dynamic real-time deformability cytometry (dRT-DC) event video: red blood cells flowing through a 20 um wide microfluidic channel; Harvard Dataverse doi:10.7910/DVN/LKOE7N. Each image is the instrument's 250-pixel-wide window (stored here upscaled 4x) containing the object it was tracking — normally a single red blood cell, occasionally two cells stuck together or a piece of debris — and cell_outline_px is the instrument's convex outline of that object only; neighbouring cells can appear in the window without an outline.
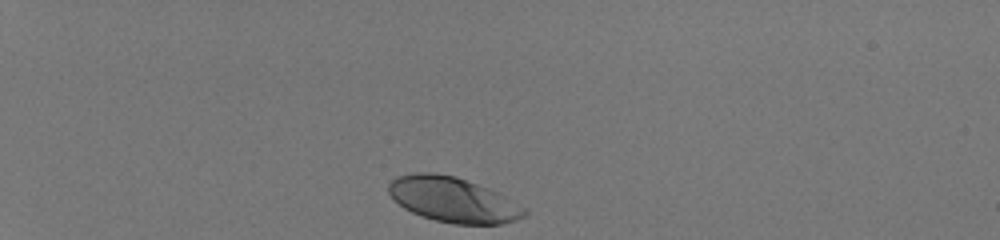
{"species": "human", "species_latin": "Homo sapiens", "temperature_condition": "room temperature", "stored_images_in_passage": 34, "camera_frame_rate_fps": 3000, "um_per_image_px": 0.085, "donor": {"sex": "male"}, "frame": {"image": 1, "passage_image": 1, "time_ms": 0.0, "image_size_px": [1000, 240], "cell_outline_px": [[528, 212], [524, 216], [516, 220], [500, 224], [456, 224], [436, 220], [412, 212], [404, 208], [388, 192], [388, 184], [396, 176], [416, 172], [436, 172], [456, 176], [488, 188], [528, 208]], "centroid_in_image_um": [38.53, 16.96], "position_along_channel_um": 46.5, "area_um2": 35.6}}
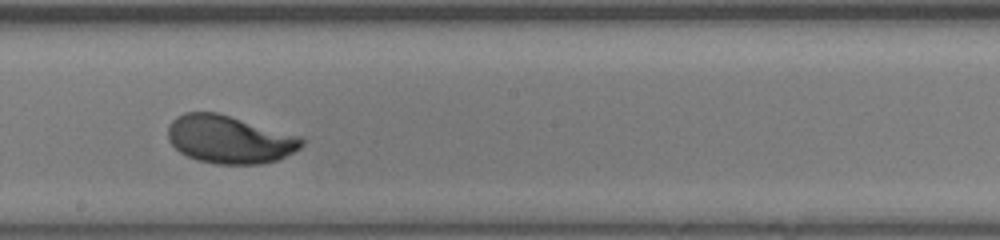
{"frame": {"image": 2, "passage_image": 20, "time_ms": 6.333, "image_size_px": [1000, 240], "cell_outline_px": [[304, 144], [300, 148], [280, 160], [260, 164], [216, 164], [196, 160], [180, 152], [168, 140], [168, 124], [176, 116], [184, 112], [216, 112], [304, 136]], "centroid_in_image_um": [19.54, 11.85], "position_along_channel_um": 228.7, "area_um2": 37.86}}
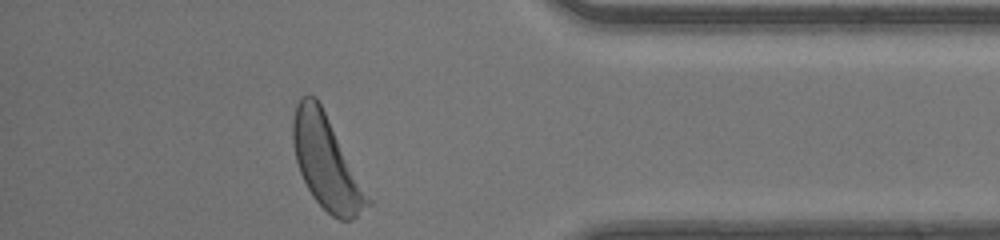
{"frame": {"image": 3, "passage_image": 34, "time_ms": 11.0, "image_size_px": [1000, 240], "cell_outline_px": [[372, 204], [352, 220], [340, 220], [332, 216], [312, 196], [300, 172], [296, 160], [292, 140], [292, 120], [296, 104], [300, 96], [316, 96], [372, 200]], "centroid_in_image_um": [27.74, 13.81], "position_along_channel_um": 407.5, "area_um2": 40.06}, "authors_computed_cell_mechanics": {"area_um2": 37.0209, "velocity_mm_per_s": 4.1304, "shape_relaxation_time_tau1_ms": 2.0604, "shape_relaxation_time_tau2_ms": null, "deformation_change_tau1": 0.1453, "deformation_change_tau2": null}}